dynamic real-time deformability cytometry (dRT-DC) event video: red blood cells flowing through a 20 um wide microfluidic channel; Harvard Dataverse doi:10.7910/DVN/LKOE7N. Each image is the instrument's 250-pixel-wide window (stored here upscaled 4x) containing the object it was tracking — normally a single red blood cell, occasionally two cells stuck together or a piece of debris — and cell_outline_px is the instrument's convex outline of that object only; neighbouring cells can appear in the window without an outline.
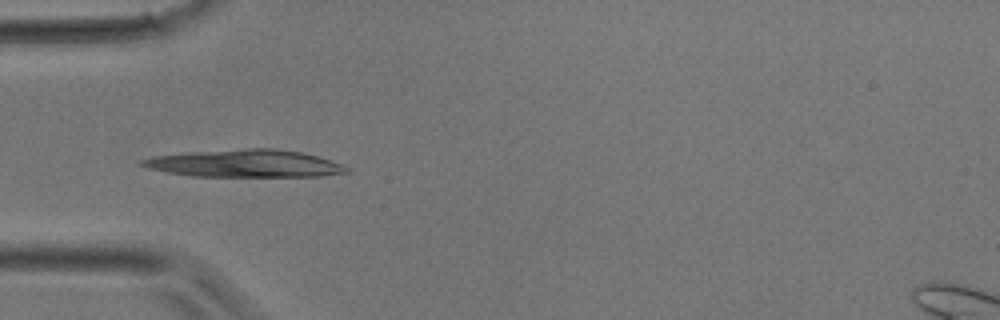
{"species": "common noctule bat (a hibernating species)", "species_latin": "Nyctalus noctula", "temperature_condition": "room temperature", "stored_images_in_passage": 34, "camera_frame_rate_fps": 3000, "um_per_image_px": 0.085, "animal": {"sex": "male", "body_mass_g": 17.9}, "frame": {"image": 1, "passage_image": 10, "time_ms": 3.0, "image_size_px": [1000, 320], "cell_outline_px": [[348, 172], [320, 176], [192, 176], [168, 172], [148, 168], [140, 164], [140, 160], [152, 156], [188, 152], [248, 148], [276, 148], [300, 152], [316, 156], [340, 164], [348, 168]], "centroid_in_image_um": [20.77, 13.89], "position_along_channel_um": 64.2, "area_um2": 32.43}}
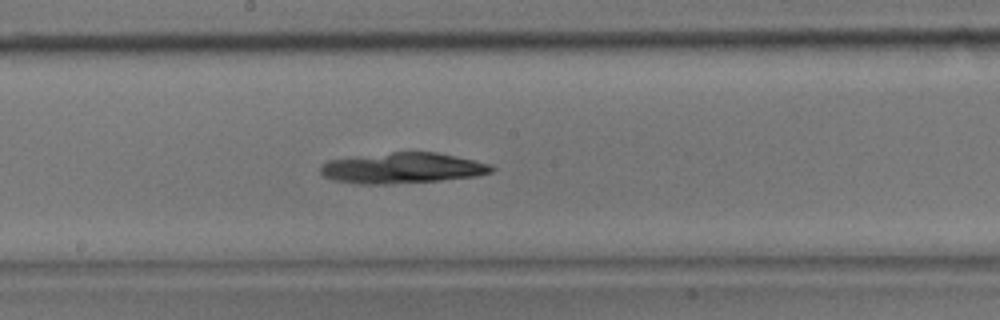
{"frame": {"image": 2, "passage_image": 18, "time_ms": 5.667, "image_size_px": [1000, 320], "cell_outline_px": [[496, 168], [492, 172], [476, 176], [440, 180], [388, 184], [356, 184], [332, 180], [324, 176], [320, 172], [320, 168], [328, 160], [356, 156], [392, 152], [436, 152], [456, 156], [492, 164]], "centroid_in_image_um": [34.21, 14.29], "position_along_channel_um": 214.0, "area_um2": 30.63}}
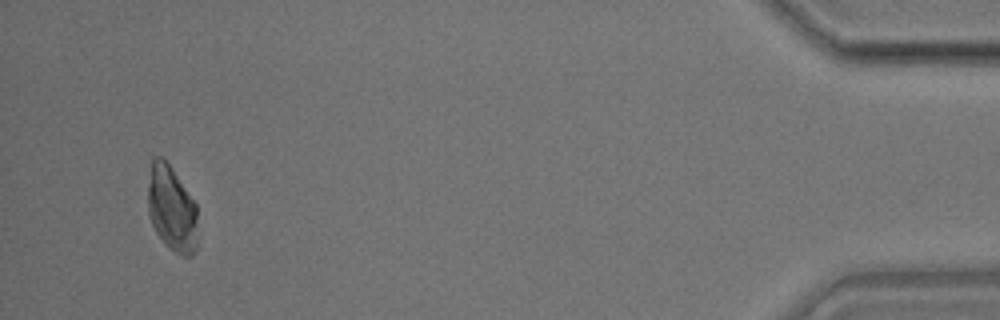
{"frame": {"image": 3, "passage_image": 33, "time_ms": 10.667, "image_size_px": [1000, 320], "cell_outline_px": [[196, 252], [192, 256], [184, 256], [176, 252], [156, 232], [152, 224], [148, 212], [148, 188], [152, 156], [164, 156], [196, 204]], "centroid_in_image_um": [14.59, 17.69], "position_along_channel_um": 420.6, "area_um2": 24.57}}